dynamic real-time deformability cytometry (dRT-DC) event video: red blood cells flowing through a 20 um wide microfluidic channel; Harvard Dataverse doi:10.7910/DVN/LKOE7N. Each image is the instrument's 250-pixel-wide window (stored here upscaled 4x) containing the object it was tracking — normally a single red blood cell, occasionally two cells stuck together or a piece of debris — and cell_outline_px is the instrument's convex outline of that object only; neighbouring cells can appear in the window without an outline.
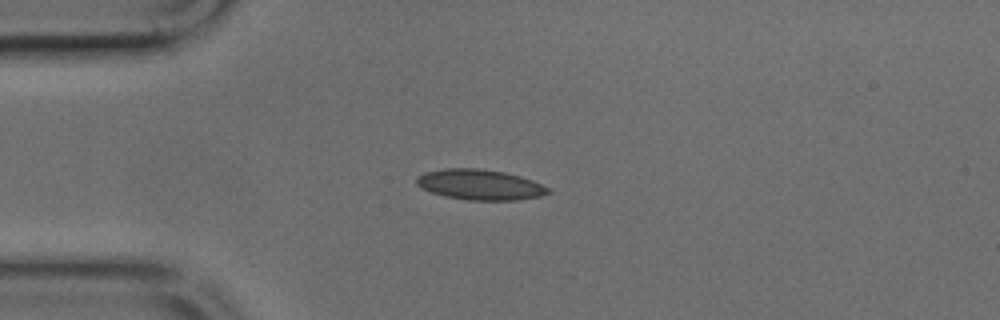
{"species": "common noctule bat (a hibernating species)", "species_latin": "Nyctalus noctula", "temperature_condition": "cold", "stored_images_in_passage": 27, "camera_frame_rate_fps": 3000, "um_per_image_px": 0.085, "animal": {"sex": "male", "body_mass_g": 17.9, "forearm_length_mm": 54.2}, "frame": {"image": 1, "passage_image": 8, "time_ms": 2.333, "image_size_px": [1000, 320], "cell_outline_px": [[552, 192], [540, 196], [516, 200], [468, 200], [444, 196], [432, 192], [416, 184], [416, 176], [424, 172], [444, 168], [480, 168], [504, 172], [520, 176], [532, 180], [548, 188]], "centroid_in_image_um": [40.78, 15.69], "position_along_channel_um": 44.2, "area_um2": 23.29}}